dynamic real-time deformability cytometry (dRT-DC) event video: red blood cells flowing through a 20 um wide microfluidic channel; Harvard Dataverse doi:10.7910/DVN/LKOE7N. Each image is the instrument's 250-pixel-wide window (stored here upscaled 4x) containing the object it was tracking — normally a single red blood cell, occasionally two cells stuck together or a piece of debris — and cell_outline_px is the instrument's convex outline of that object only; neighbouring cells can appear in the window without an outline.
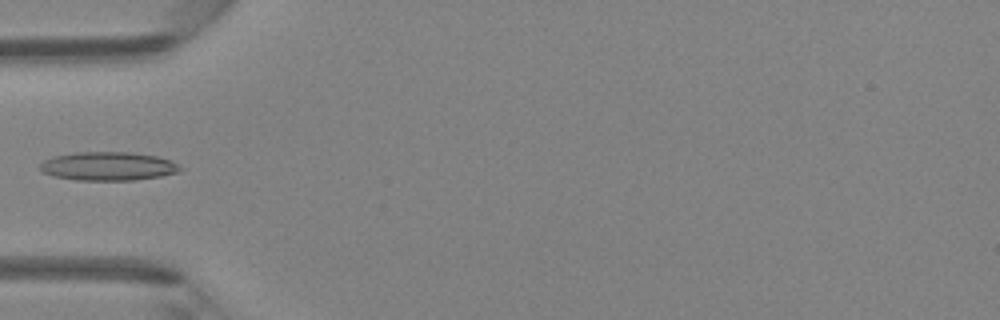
{"species": "Egyptian fruit bat (a non-hibernating species)", "species_latin": "Rousettus aegyptiacus", "temperature_condition": "room temperature", "stored_images_in_passage": 4, "camera_frame_rate_fps": 3000, "um_per_image_px": 0.085, "animal": {"sex": "female"}, "frame": {"image": 1, "passage_image": 4, "time_ms": 4.333, "image_size_px": [1000, 320], "cell_outline_px": [[184, 168], [176, 172], [160, 176], [136, 180], [76, 180], [56, 176], [44, 172], [40, 168], [40, 164], [44, 160], [52, 156], [76, 152], [132, 152], [156, 156], [172, 160], [180, 164]], "centroid_in_image_um": [9.23, 14.12], "position_along_channel_um": 75.8, "area_um2": 23.41}}